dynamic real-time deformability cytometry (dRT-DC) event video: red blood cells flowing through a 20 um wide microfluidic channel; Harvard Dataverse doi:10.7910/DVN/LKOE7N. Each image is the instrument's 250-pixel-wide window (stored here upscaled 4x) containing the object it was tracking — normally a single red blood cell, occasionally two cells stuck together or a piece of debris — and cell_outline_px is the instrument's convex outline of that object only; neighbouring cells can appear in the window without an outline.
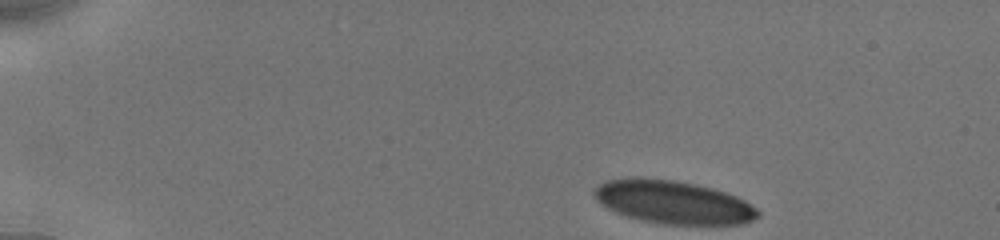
{"species": "human", "species_latin": "Homo sapiens", "temperature_condition": "cold", "stored_images_in_passage": 28, "camera_frame_rate_fps": 3000, "um_per_image_px": 0.085, "donor": {"sex": "male"}, "frame": {"image": 1, "passage_image": 1, "time_ms": 0.0, "image_size_px": [1000, 240], "cell_outline_px": [[760, 216], [744, 224], [664, 224], [644, 220], [628, 216], [616, 212], [608, 208], [596, 200], [592, 192], [600, 184], [608, 180], [628, 176], [672, 180], [696, 184], [712, 188], [736, 196], [744, 200], [756, 208], [760, 212]], "centroid_in_image_um": [57.22, 17.17], "position_along_channel_um": 27.8, "area_um2": 40.98}}
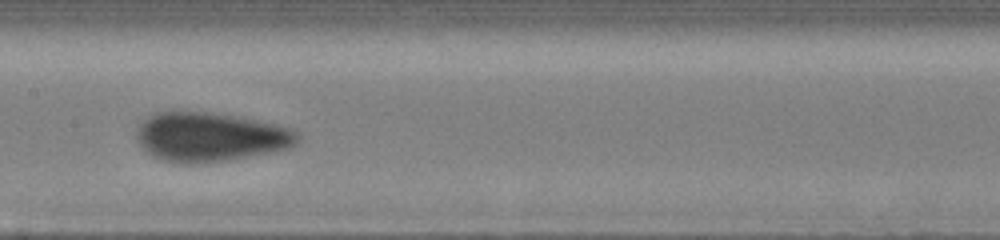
{"frame": {"image": 2, "passage_image": 16, "time_ms": 6.667, "image_size_px": [1000, 240], "cell_outline_px": [[300, 140], [292, 148], [228, 160], [192, 164], [180, 164], [164, 160], [152, 156], [136, 140], [136, 128], [148, 116], [156, 112], [172, 108], [240, 116], [276, 124], [292, 128], [300, 136]], "centroid_in_image_um": [17.85, 11.61], "position_along_channel_um": 189.6, "area_um2": 47.11}}
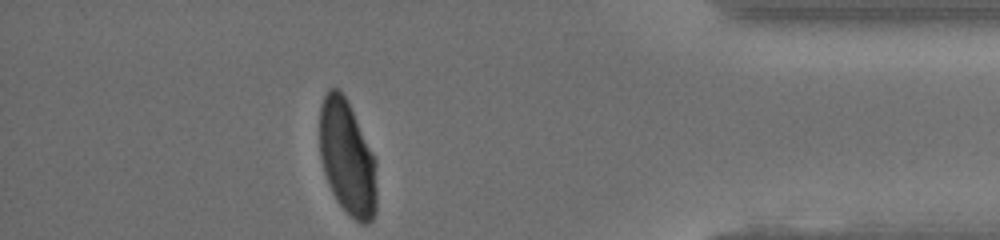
{"frame": {"image": 3, "passage_image": 28, "time_ms": 13.0, "image_size_px": [1000, 240], "cell_outline_px": [[376, 212], [372, 220], [368, 224], [360, 224], [336, 200], [328, 184], [324, 172], [320, 156], [320, 104], [328, 88], [336, 88], [348, 100], [376, 160]], "centroid_in_image_um": [29.52, 13.41], "position_along_channel_um": 405.7, "area_um2": 38.26}, "authors_computed_cell_mechanics": {"area_um2": 43.8124, "velocity_mm_per_s": 3.903, "shape_relaxation_time_tau1_ms": 9.5371, "shape_relaxation_time_tau2_ms": null, "deformation_change_tau1": 0.2066, "deformation_change_tau2": null}}